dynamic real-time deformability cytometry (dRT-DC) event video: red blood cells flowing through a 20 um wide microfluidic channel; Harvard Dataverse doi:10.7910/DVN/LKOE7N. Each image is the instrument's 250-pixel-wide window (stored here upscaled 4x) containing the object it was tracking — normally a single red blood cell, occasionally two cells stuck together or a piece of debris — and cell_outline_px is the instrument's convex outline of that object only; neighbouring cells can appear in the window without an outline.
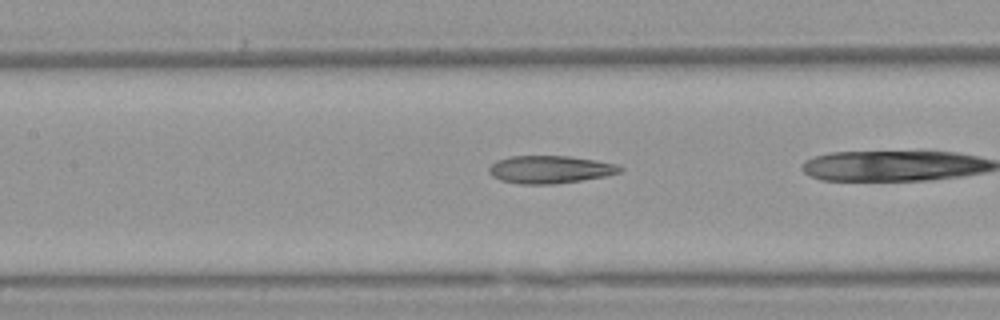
{"species": "Egyptian fruit bat (a non-hibernating species)", "species_latin": "Rousettus aegyptiacus", "temperature_condition": "warm", "stored_images_in_passage": 25, "camera_frame_rate_fps": 3000, "um_per_image_px": 0.085, "animal": {"sex": "female"}, "frame": {"image": 1, "passage_image": 8, "time_ms": 2.333, "image_size_px": [1000, 320], "cell_outline_px": [[624, 168], [620, 172], [604, 176], [556, 184], [520, 184], [500, 180], [492, 176], [488, 172], [488, 168], [496, 160], [508, 156], [568, 156], [596, 160], [616, 164]], "centroid_in_image_um": [46.71, 14.4], "position_along_channel_um": 160.7, "area_um2": 21.15}}
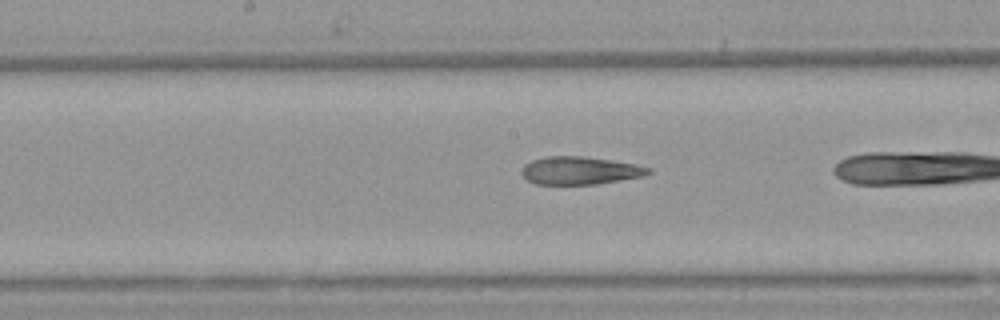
{"frame": {"image": 2, "passage_image": 11, "time_ms": 3.333, "image_size_px": [1000, 320], "cell_outline_px": [[652, 172], [644, 176], [596, 184], [536, 184], [528, 180], [520, 172], [524, 164], [532, 160], [544, 156], [584, 156], [636, 164], [652, 168]], "centroid_in_image_um": [49.3, 14.49], "position_along_channel_um": 198.9, "area_um2": 20.63}}